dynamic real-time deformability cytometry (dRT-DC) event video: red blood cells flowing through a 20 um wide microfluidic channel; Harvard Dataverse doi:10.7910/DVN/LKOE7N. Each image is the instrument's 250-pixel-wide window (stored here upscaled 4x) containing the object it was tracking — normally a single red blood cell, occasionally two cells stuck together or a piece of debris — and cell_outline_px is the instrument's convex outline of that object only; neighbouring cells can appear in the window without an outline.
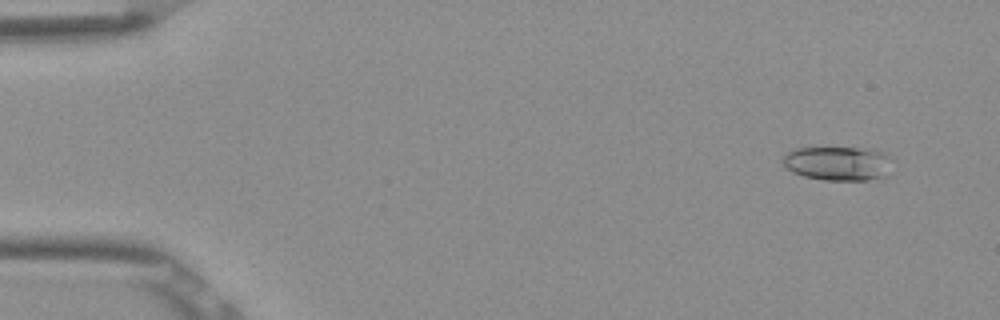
{"species": "Egyptian fruit bat (a non-hibernating species)", "species_latin": "Rousettus aegyptiacus", "temperature_condition": "room temperature", "stored_images_in_passage": 5, "camera_frame_rate_fps": 3000, "um_per_image_px": 0.085, "frame": {"image": 1, "passage_image": 1, "time_ms": 0.0, "image_size_px": [1000, 320], "cell_outline_px": [[892, 156], [888, 176], [868, 180], [824, 180], [804, 176], [792, 172], [784, 164], [784, 152], [796, 148], [872, 148], [888, 152]], "centroid_in_image_um": [71.3, 13.88], "position_along_channel_um": 13.7, "area_um2": 22.2}}
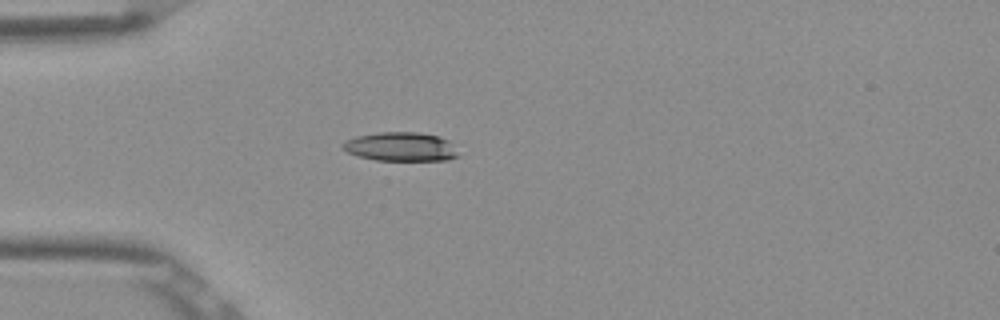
{"frame": {"image": 2, "passage_image": 4, "time_ms": 1.0, "image_size_px": [1000, 320], "cell_outline_px": [[460, 156], [448, 160], [376, 160], [356, 156], [340, 148], [340, 144], [344, 140], [356, 136], [380, 132], [416, 132], [440, 136], [448, 140]], "centroid_in_image_um": [34.01, 12.47], "position_along_channel_um": 51.0, "area_um2": 19.65}}